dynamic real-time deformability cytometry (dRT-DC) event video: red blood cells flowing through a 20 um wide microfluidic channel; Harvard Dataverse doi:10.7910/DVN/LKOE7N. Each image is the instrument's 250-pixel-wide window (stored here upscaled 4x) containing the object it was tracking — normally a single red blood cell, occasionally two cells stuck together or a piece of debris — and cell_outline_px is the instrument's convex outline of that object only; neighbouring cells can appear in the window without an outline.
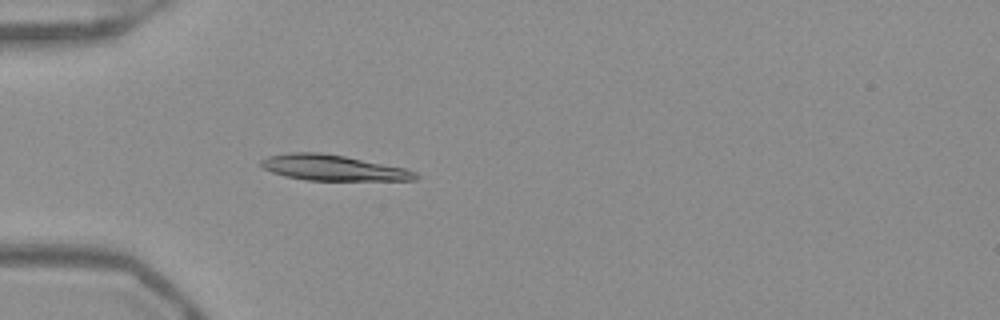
{"species": "Egyptian fruit bat (a non-hibernating species)", "species_latin": "Rousettus aegyptiacus", "temperature_condition": "warm", "stored_images_in_passage": 37, "camera_frame_rate_fps": 3000, "um_per_image_px": 0.085, "frame": {"image": 1, "passage_image": 4, "time_ms": 1.0, "image_size_px": [1000, 320], "cell_outline_px": [[420, 176], [416, 180], [304, 180], [284, 176], [272, 172], [264, 168], [260, 164], [260, 160], [268, 156], [292, 152], [320, 152], [344, 156], [404, 168], [416, 172]], "centroid_in_image_um": [28.28, 14.26], "position_along_channel_um": 56.7, "area_um2": 22.95}}
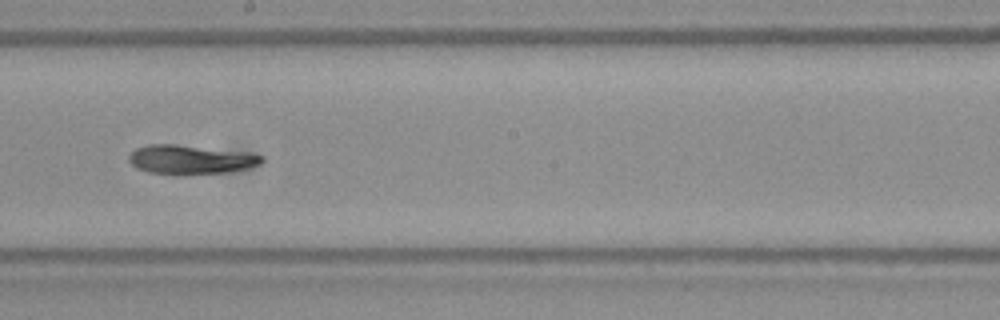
{"frame": {"image": 2, "passage_image": 18, "time_ms": 5.667, "image_size_px": [1000, 320], "cell_outline_px": [[264, 160], [260, 164], [248, 168], [228, 172], [148, 172], [136, 168], [128, 160], [128, 156], [136, 148], [148, 144], [176, 144], [248, 152], [264, 156]], "centroid_in_image_um": [16.23, 13.52], "position_along_channel_um": 232.0, "area_um2": 21.91}}
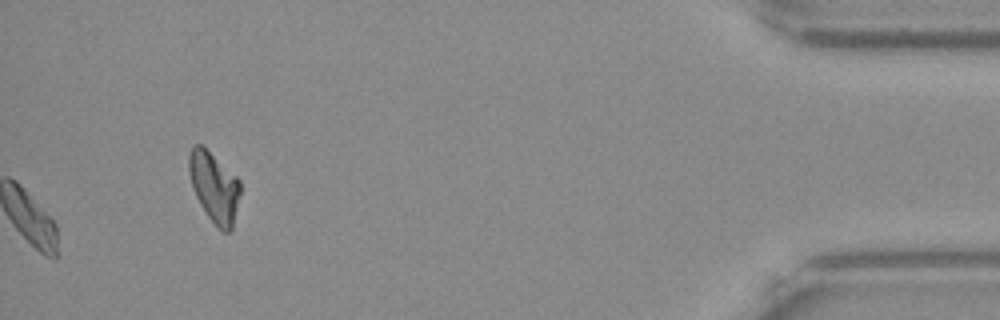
{"frame": {"image": 3, "passage_image": 37, "time_ms": 12.0, "image_size_px": [1000, 320], "cell_outline_px": [[240, 192], [232, 228], [228, 232], [220, 232], [216, 228], [200, 204], [192, 188], [188, 172], [188, 152], [196, 144], [200, 144], [236, 176], [240, 180]], "centroid_in_image_um": [18.18, 15.93], "position_along_channel_um": 417.0, "area_um2": 20.87}}